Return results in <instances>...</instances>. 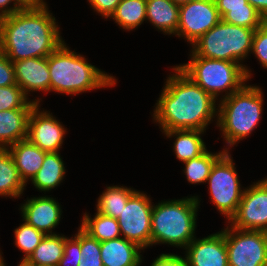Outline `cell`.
Instances as JSON below:
<instances>
[{"mask_svg": "<svg viewBox=\"0 0 267 266\" xmlns=\"http://www.w3.org/2000/svg\"><path fill=\"white\" fill-rule=\"evenodd\" d=\"M166 79L153 110V120L162 131L201 130L216 118L218 104L209 93L189 78L177 65ZM216 116V117H215Z\"/></svg>", "mask_w": 267, "mask_h": 266, "instance_id": "obj_1", "label": "cell"}, {"mask_svg": "<svg viewBox=\"0 0 267 266\" xmlns=\"http://www.w3.org/2000/svg\"><path fill=\"white\" fill-rule=\"evenodd\" d=\"M48 9V5L25 7L0 18V52L12 62L53 53L64 40Z\"/></svg>", "mask_w": 267, "mask_h": 266, "instance_id": "obj_2", "label": "cell"}, {"mask_svg": "<svg viewBox=\"0 0 267 266\" xmlns=\"http://www.w3.org/2000/svg\"><path fill=\"white\" fill-rule=\"evenodd\" d=\"M50 92L78 95L82 92L116 85L114 76L87 62V59L70 50L65 41L48 56Z\"/></svg>", "mask_w": 267, "mask_h": 266, "instance_id": "obj_3", "label": "cell"}, {"mask_svg": "<svg viewBox=\"0 0 267 266\" xmlns=\"http://www.w3.org/2000/svg\"><path fill=\"white\" fill-rule=\"evenodd\" d=\"M263 92L259 86L245 84L230 96L222 98L218 104L217 128L228 144L224 150L249 137L257 127L263 111ZM229 149V150H228Z\"/></svg>", "mask_w": 267, "mask_h": 266, "instance_id": "obj_4", "label": "cell"}, {"mask_svg": "<svg viewBox=\"0 0 267 266\" xmlns=\"http://www.w3.org/2000/svg\"><path fill=\"white\" fill-rule=\"evenodd\" d=\"M199 203L197 195L154 204L151 216V246L168 244L185 249L195 238Z\"/></svg>", "mask_w": 267, "mask_h": 266, "instance_id": "obj_5", "label": "cell"}, {"mask_svg": "<svg viewBox=\"0 0 267 266\" xmlns=\"http://www.w3.org/2000/svg\"><path fill=\"white\" fill-rule=\"evenodd\" d=\"M177 66L216 100L221 92H225L222 99L238 91L252 77L246 65L199 56H190L188 63Z\"/></svg>", "mask_w": 267, "mask_h": 266, "instance_id": "obj_6", "label": "cell"}, {"mask_svg": "<svg viewBox=\"0 0 267 266\" xmlns=\"http://www.w3.org/2000/svg\"><path fill=\"white\" fill-rule=\"evenodd\" d=\"M256 29L233 25L221 20L191 46L189 56L237 62L251 54Z\"/></svg>", "mask_w": 267, "mask_h": 266, "instance_id": "obj_7", "label": "cell"}, {"mask_svg": "<svg viewBox=\"0 0 267 266\" xmlns=\"http://www.w3.org/2000/svg\"><path fill=\"white\" fill-rule=\"evenodd\" d=\"M206 182L209 184L211 202L229 222L236 214L244 193L229 152H225L214 163Z\"/></svg>", "mask_w": 267, "mask_h": 266, "instance_id": "obj_8", "label": "cell"}, {"mask_svg": "<svg viewBox=\"0 0 267 266\" xmlns=\"http://www.w3.org/2000/svg\"><path fill=\"white\" fill-rule=\"evenodd\" d=\"M228 225L223 229L228 266H267V232Z\"/></svg>", "mask_w": 267, "mask_h": 266, "instance_id": "obj_9", "label": "cell"}, {"mask_svg": "<svg viewBox=\"0 0 267 266\" xmlns=\"http://www.w3.org/2000/svg\"><path fill=\"white\" fill-rule=\"evenodd\" d=\"M152 208L151 198L137 190L117 218L121 236L143 250L151 246Z\"/></svg>", "mask_w": 267, "mask_h": 266, "instance_id": "obj_10", "label": "cell"}, {"mask_svg": "<svg viewBox=\"0 0 267 266\" xmlns=\"http://www.w3.org/2000/svg\"><path fill=\"white\" fill-rule=\"evenodd\" d=\"M222 20L214 0H192L179 6L177 37L191 45Z\"/></svg>", "mask_w": 267, "mask_h": 266, "instance_id": "obj_11", "label": "cell"}, {"mask_svg": "<svg viewBox=\"0 0 267 266\" xmlns=\"http://www.w3.org/2000/svg\"><path fill=\"white\" fill-rule=\"evenodd\" d=\"M228 223L237 229L267 232V177L244 189L237 212Z\"/></svg>", "mask_w": 267, "mask_h": 266, "instance_id": "obj_12", "label": "cell"}, {"mask_svg": "<svg viewBox=\"0 0 267 266\" xmlns=\"http://www.w3.org/2000/svg\"><path fill=\"white\" fill-rule=\"evenodd\" d=\"M66 128L50 111H42L36 104L28 118L27 139L45 152H59Z\"/></svg>", "mask_w": 267, "mask_h": 266, "instance_id": "obj_13", "label": "cell"}, {"mask_svg": "<svg viewBox=\"0 0 267 266\" xmlns=\"http://www.w3.org/2000/svg\"><path fill=\"white\" fill-rule=\"evenodd\" d=\"M195 237L185 248L188 266H228V252L223 231L202 239Z\"/></svg>", "mask_w": 267, "mask_h": 266, "instance_id": "obj_14", "label": "cell"}, {"mask_svg": "<svg viewBox=\"0 0 267 266\" xmlns=\"http://www.w3.org/2000/svg\"><path fill=\"white\" fill-rule=\"evenodd\" d=\"M23 221L32 225L46 235L57 234L52 232L59 225L62 215L61 205L52 197L39 196L27 198L20 206Z\"/></svg>", "mask_w": 267, "mask_h": 266, "instance_id": "obj_15", "label": "cell"}, {"mask_svg": "<svg viewBox=\"0 0 267 266\" xmlns=\"http://www.w3.org/2000/svg\"><path fill=\"white\" fill-rule=\"evenodd\" d=\"M17 85L29 96L30 92H50L48 57L28 58L12 62Z\"/></svg>", "mask_w": 267, "mask_h": 266, "instance_id": "obj_16", "label": "cell"}, {"mask_svg": "<svg viewBox=\"0 0 267 266\" xmlns=\"http://www.w3.org/2000/svg\"><path fill=\"white\" fill-rule=\"evenodd\" d=\"M40 100L33 99L25 108L0 111V149L27 139L28 118Z\"/></svg>", "mask_w": 267, "mask_h": 266, "instance_id": "obj_17", "label": "cell"}, {"mask_svg": "<svg viewBox=\"0 0 267 266\" xmlns=\"http://www.w3.org/2000/svg\"><path fill=\"white\" fill-rule=\"evenodd\" d=\"M141 250L137 244L123 237L100 242L103 266H139L143 258Z\"/></svg>", "mask_w": 267, "mask_h": 266, "instance_id": "obj_18", "label": "cell"}, {"mask_svg": "<svg viewBox=\"0 0 267 266\" xmlns=\"http://www.w3.org/2000/svg\"><path fill=\"white\" fill-rule=\"evenodd\" d=\"M10 152L22 181L27 185L41 168L47 152L31 143L28 139L9 146Z\"/></svg>", "mask_w": 267, "mask_h": 266, "instance_id": "obj_19", "label": "cell"}, {"mask_svg": "<svg viewBox=\"0 0 267 266\" xmlns=\"http://www.w3.org/2000/svg\"><path fill=\"white\" fill-rule=\"evenodd\" d=\"M166 35H175L179 25V5L171 0H146V22Z\"/></svg>", "mask_w": 267, "mask_h": 266, "instance_id": "obj_20", "label": "cell"}, {"mask_svg": "<svg viewBox=\"0 0 267 266\" xmlns=\"http://www.w3.org/2000/svg\"><path fill=\"white\" fill-rule=\"evenodd\" d=\"M204 132L189 129L162 131L167 138L175 137L173 151L181 162L196 158L207 150L201 137Z\"/></svg>", "mask_w": 267, "mask_h": 266, "instance_id": "obj_21", "label": "cell"}, {"mask_svg": "<svg viewBox=\"0 0 267 266\" xmlns=\"http://www.w3.org/2000/svg\"><path fill=\"white\" fill-rule=\"evenodd\" d=\"M64 165L59 152L46 153L41 168L31 180L32 184L40 192H48L58 187L66 174Z\"/></svg>", "mask_w": 267, "mask_h": 266, "instance_id": "obj_22", "label": "cell"}, {"mask_svg": "<svg viewBox=\"0 0 267 266\" xmlns=\"http://www.w3.org/2000/svg\"><path fill=\"white\" fill-rule=\"evenodd\" d=\"M25 187L10 152L0 149V196L21 197Z\"/></svg>", "mask_w": 267, "mask_h": 266, "instance_id": "obj_23", "label": "cell"}, {"mask_svg": "<svg viewBox=\"0 0 267 266\" xmlns=\"http://www.w3.org/2000/svg\"><path fill=\"white\" fill-rule=\"evenodd\" d=\"M64 245L65 236L63 234H48L35 248L28 260L34 266H58L63 256Z\"/></svg>", "mask_w": 267, "mask_h": 266, "instance_id": "obj_24", "label": "cell"}, {"mask_svg": "<svg viewBox=\"0 0 267 266\" xmlns=\"http://www.w3.org/2000/svg\"><path fill=\"white\" fill-rule=\"evenodd\" d=\"M81 222L80 227L99 242L122 237L117 219L98 211L93 218L85 212Z\"/></svg>", "mask_w": 267, "mask_h": 266, "instance_id": "obj_25", "label": "cell"}, {"mask_svg": "<svg viewBox=\"0 0 267 266\" xmlns=\"http://www.w3.org/2000/svg\"><path fill=\"white\" fill-rule=\"evenodd\" d=\"M109 18L124 30L133 31L146 20V0H121Z\"/></svg>", "mask_w": 267, "mask_h": 266, "instance_id": "obj_26", "label": "cell"}, {"mask_svg": "<svg viewBox=\"0 0 267 266\" xmlns=\"http://www.w3.org/2000/svg\"><path fill=\"white\" fill-rule=\"evenodd\" d=\"M107 188L98 197L96 211L117 219L128 199L137 191L134 188L123 186H106Z\"/></svg>", "mask_w": 267, "mask_h": 266, "instance_id": "obj_27", "label": "cell"}, {"mask_svg": "<svg viewBox=\"0 0 267 266\" xmlns=\"http://www.w3.org/2000/svg\"><path fill=\"white\" fill-rule=\"evenodd\" d=\"M225 152L224 149L218 153L206 150L202 155L183 162L185 164L183 171L186 175V180L191 184H206L212 166Z\"/></svg>", "mask_w": 267, "mask_h": 266, "instance_id": "obj_28", "label": "cell"}, {"mask_svg": "<svg viewBox=\"0 0 267 266\" xmlns=\"http://www.w3.org/2000/svg\"><path fill=\"white\" fill-rule=\"evenodd\" d=\"M222 20L229 24L251 29H257L266 21L250 4H245V7L226 8V14Z\"/></svg>", "mask_w": 267, "mask_h": 266, "instance_id": "obj_29", "label": "cell"}, {"mask_svg": "<svg viewBox=\"0 0 267 266\" xmlns=\"http://www.w3.org/2000/svg\"><path fill=\"white\" fill-rule=\"evenodd\" d=\"M14 236L15 246L24 252L23 258L28 259L46 234L24 221L18 228L14 229Z\"/></svg>", "mask_w": 267, "mask_h": 266, "instance_id": "obj_30", "label": "cell"}, {"mask_svg": "<svg viewBox=\"0 0 267 266\" xmlns=\"http://www.w3.org/2000/svg\"><path fill=\"white\" fill-rule=\"evenodd\" d=\"M81 255L78 266H103L100 242L81 228Z\"/></svg>", "mask_w": 267, "mask_h": 266, "instance_id": "obj_31", "label": "cell"}, {"mask_svg": "<svg viewBox=\"0 0 267 266\" xmlns=\"http://www.w3.org/2000/svg\"><path fill=\"white\" fill-rule=\"evenodd\" d=\"M31 101L17 84L0 87V111L25 108Z\"/></svg>", "mask_w": 267, "mask_h": 266, "instance_id": "obj_32", "label": "cell"}, {"mask_svg": "<svg viewBox=\"0 0 267 266\" xmlns=\"http://www.w3.org/2000/svg\"><path fill=\"white\" fill-rule=\"evenodd\" d=\"M81 227L72 238L65 236L63 256L58 266H78L81 255Z\"/></svg>", "mask_w": 267, "mask_h": 266, "instance_id": "obj_33", "label": "cell"}, {"mask_svg": "<svg viewBox=\"0 0 267 266\" xmlns=\"http://www.w3.org/2000/svg\"><path fill=\"white\" fill-rule=\"evenodd\" d=\"M251 53H254L260 65L267 69V21L255 30Z\"/></svg>", "mask_w": 267, "mask_h": 266, "instance_id": "obj_34", "label": "cell"}, {"mask_svg": "<svg viewBox=\"0 0 267 266\" xmlns=\"http://www.w3.org/2000/svg\"><path fill=\"white\" fill-rule=\"evenodd\" d=\"M15 84L17 83L13 63L5 54L0 52V87Z\"/></svg>", "mask_w": 267, "mask_h": 266, "instance_id": "obj_35", "label": "cell"}, {"mask_svg": "<svg viewBox=\"0 0 267 266\" xmlns=\"http://www.w3.org/2000/svg\"><path fill=\"white\" fill-rule=\"evenodd\" d=\"M94 11L108 19L121 0H87Z\"/></svg>", "mask_w": 267, "mask_h": 266, "instance_id": "obj_36", "label": "cell"}, {"mask_svg": "<svg viewBox=\"0 0 267 266\" xmlns=\"http://www.w3.org/2000/svg\"><path fill=\"white\" fill-rule=\"evenodd\" d=\"M150 266H188L184 257L172 253L160 254Z\"/></svg>", "mask_w": 267, "mask_h": 266, "instance_id": "obj_37", "label": "cell"}, {"mask_svg": "<svg viewBox=\"0 0 267 266\" xmlns=\"http://www.w3.org/2000/svg\"><path fill=\"white\" fill-rule=\"evenodd\" d=\"M221 18L226 14V8L245 7L247 0H214Z\"/></svg>", "mask_w": 267, "mask_h": 266, "instance_id": "obj_38", "label": "cell"}, {"mask_svg": "<svg viewBox=\"0 0 267 266\" xmlns=\"http://www.w3.org/2000/svg\"><path fill=\"white\" fill-rule=\"evenodd\" d=\"M12 2L13 5L11 6L10 3ZM22 8L23 7L18 3L17 0H0V18L12 15L13 13L20 11Z\"/></svg>", "mask_w": 267, "mask_h": 266, "instance_id": "obj_39", "label": "cell"}, {"mask_svg": "<svg viewBox=\"0 0 267 266\" xmlns=\"http://www.w3.org/2000/svg\"><path fill=\"white\" fill-rule=\"evenodd\" d=\"M267 21V0H247Z\"/></svg>", "mask_w": 267, "mask_h": 266, "instance_id": "obj_40", "label": "cell"}, {"mask_svg": "<svg viewBox=\"0 0 267 266\" xmlns=\"http://www.w3.org/2000/svg\"><path fill=\"white\" fill-rule=\"evenodd\" d=\"M17 1L23 8L47 6V3L44 0H17Z\"/></svg>", "mask_w": 267, "mask_h": 266, "instance_id": "obj_41", "label": "cell"}, {"mask_svg": "<svg viewBox=\"0 0 267 266\" xmlns=\"http://www.w3.org/2000/svg\"><path fill=\"white\" fill-rule=\"evenodd\" d=\"M0 266H6V263L4 262V258L0 257ZM18 266H34L28 259L23 258Z\"/></svg>", "mask_w": 267, "mask_h": 266, "instance_id": "obj_42", "label": "cell"}, {"mask_svg": "<svg viewBox=\"0 0 267 266\" xmlns=\"http://www.w3.org/2000/svg\"><path fill=\"white\" fill-rule=\"evenodd\" d=\"M174 4H177V5H183V4H186L192 0H171Z\"/></svg>", "mask_w": 267, "mask_h": 266, "instance_id": "obj_43", "label": "cell"}]
</instances>
